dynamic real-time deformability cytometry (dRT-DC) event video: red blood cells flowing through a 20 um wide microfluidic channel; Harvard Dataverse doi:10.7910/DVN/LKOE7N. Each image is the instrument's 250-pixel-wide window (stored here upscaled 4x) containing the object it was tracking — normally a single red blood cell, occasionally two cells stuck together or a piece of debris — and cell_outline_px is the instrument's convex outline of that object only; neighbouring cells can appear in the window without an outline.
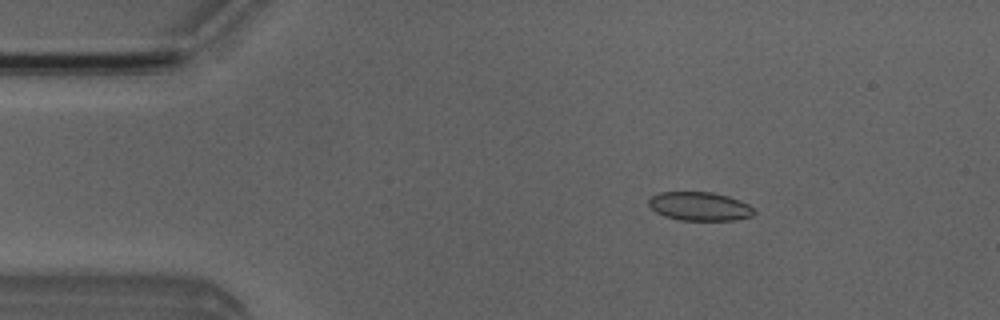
{"species": "Egyptian fruit bat (a non-hibernating species)", "species_latin": "Rousettus aegyptiacus", "temperature_condition": "room temperature", "stored_images_in_passage": 5, "camera_frame_rate_fps": 3000, "um_per_image_px": 0.085, "animal": {"sex": "male"}, "frame": {"image": 1, "passage_image": 2, "time_ms": 1.0, "image_size_px": [1000, 320], "cell_outline_px": [[756, 212], [752, 216], [732, 220], [680, 220], [664, 216], [656, 212], [648, 204], [648, 200], [652, 196], [660, 192], [712, 192], [728, 196], [748, 204]], "centroid_in_image_um": [59.45, 17.54], "position_along_channel_um": 25.5, "area_um2": 17.51}}